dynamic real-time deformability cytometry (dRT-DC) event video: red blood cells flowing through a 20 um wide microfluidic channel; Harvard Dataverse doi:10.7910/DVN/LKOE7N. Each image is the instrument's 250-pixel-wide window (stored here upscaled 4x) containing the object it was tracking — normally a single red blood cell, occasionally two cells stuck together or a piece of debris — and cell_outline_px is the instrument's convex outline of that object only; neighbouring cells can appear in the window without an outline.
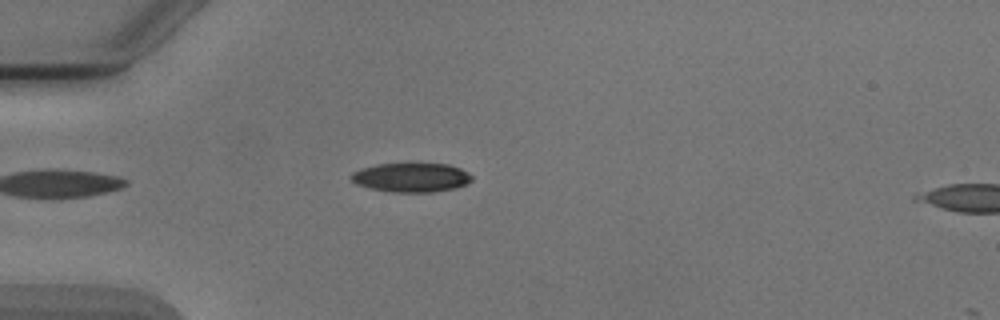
{"species": "Egyptian fruit bat (a non-hibernating species)", "species_latin": "Rousettus aegyptiacus", "temperature_condition": "cold", "stored_images_in_passage": 6, "camera_frame_rate_fps": 3000, "um_per_image_px": 0.085, "animal": {"sex": "male"}, "frame": {"image": 1, "passage_image": 5, "time_ms": 4.667, "image_size_px": [1000, 320], "cell_outline_px": [[472, 180], [468, 184], [456, 188], [432, 192], [392, 192], [372, 188], [356, 184], [348, 176], [352, 172], [360, 168], [376, 164], [448, 164], [460, 168], [468, 172], [472, 176]], "centroid_in_image_um": [34.96, 15.08], "position_along_channel_um": 50.0, "area_um2": 20.58}}